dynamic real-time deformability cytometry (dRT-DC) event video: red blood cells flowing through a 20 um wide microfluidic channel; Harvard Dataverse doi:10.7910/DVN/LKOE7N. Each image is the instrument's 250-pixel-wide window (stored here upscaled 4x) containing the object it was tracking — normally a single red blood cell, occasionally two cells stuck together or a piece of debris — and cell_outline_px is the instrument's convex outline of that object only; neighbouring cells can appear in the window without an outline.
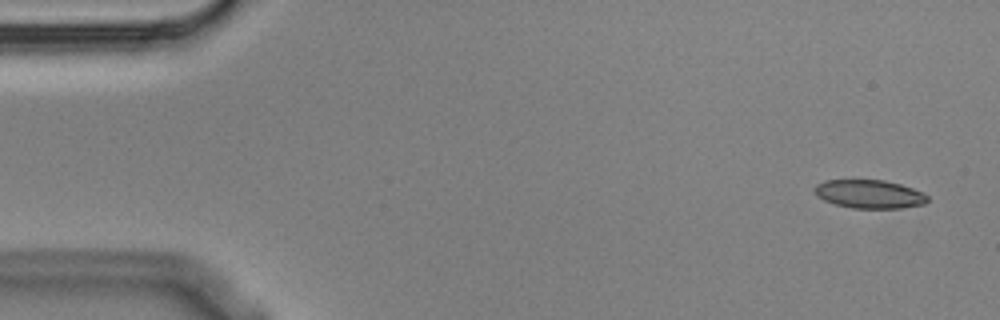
{"species": "Egyptian fruit bat (a non-hibernating species)", "species_latin": "Rousettus aegyptiacus", "temperature_condition": "cold", "stored_images_in_passage": 3, "camera_frame_rate_fps": 3000, "um_per_image_px": 0.085, "animal": {"sex": "male"}, "frame": {"image": 1, "passage_image": 1, "time_ms": 0.0, "image_size_px": [1000, 320], "cell_outline_px": [[928, 200], [924, 204], [900, 208], [852, 208], [836, 204], [824, 200], [816, 196], [812, 192], [812, 188], [816, 184], [824, 180], [884, 180], [900, 184], [924, 192], [928, 196]], "centroid_in_image_um": [73.86, 16.49], "position_along_channel_um": 11.1, "area_um2": 18.9}}